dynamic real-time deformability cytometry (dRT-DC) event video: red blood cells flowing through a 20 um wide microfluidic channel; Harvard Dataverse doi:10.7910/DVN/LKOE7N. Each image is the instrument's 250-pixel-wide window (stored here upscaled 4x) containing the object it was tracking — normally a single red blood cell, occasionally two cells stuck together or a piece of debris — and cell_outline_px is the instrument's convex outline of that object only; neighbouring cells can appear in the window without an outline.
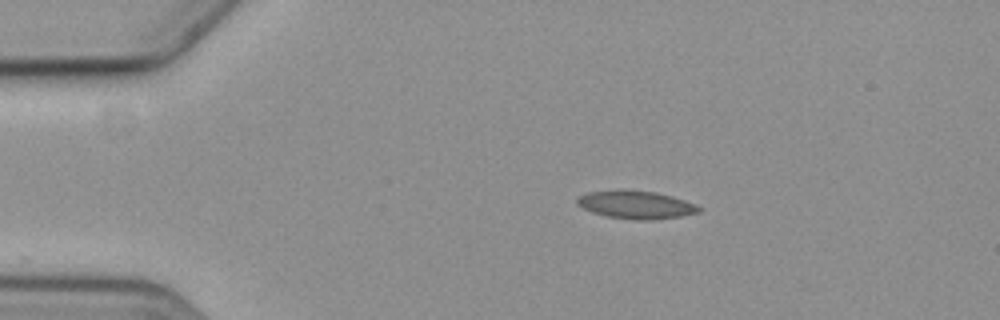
{"species": "common noctule bat (a hibernating species)", "species_latin": "Nyctalus noctula", "temperature_condition": "cold", "stored_images_in_passage": 48, "camera_frame_rate_fps": 3000, "um_per_image_px": 0.085, "animal": {"sex": "female", "body_mass_g": 19.3, "forearm_length_mm": 54.1}, "frame": {"image": 1, "passage_image": 1, "time_ms": 0.0, "image_size_px": [1000, 320], "cell_outline_px": [[700, 212], [680, 216], [652, 220], [636, 220], [604, 216], [592, 212], [576, 204], [576, 200], [580, 196], [588, 192], [620, 188], [656, 192], [684, 200], [696, 204], [700, 208]], "centroid_in_image_um": [54.02, 17.39], "position_along_channel_um": 31.0, "area_um2": 20.06}}
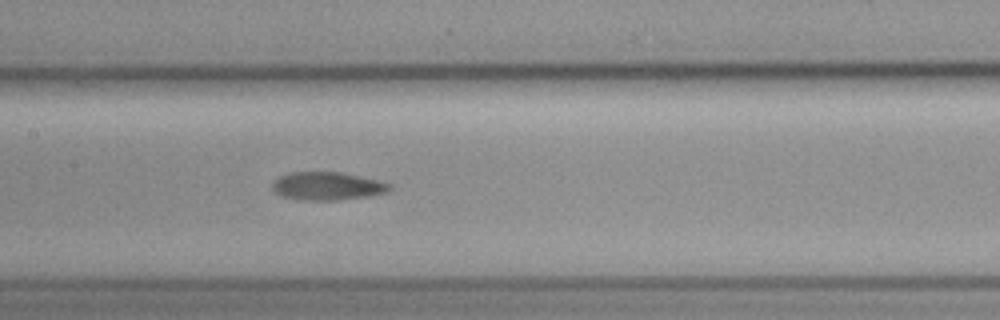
{"frame": {"image": 2, "passage_image": 18, "time_ms": 5.667, "image_size_px": [1000, 320], "cell_outline_px": [[392, 188], [388, 192], [368, 196], [336, 200], [296, 200], [280, 196], [272, 192], [272, 184], [280, 176], [292, 172], [340, 172], [376, 180], [388, 184]], "centroid_in_image_um": [27.75, 15.83], "position_along_channel_um": 179.6, "area_um2": 19.13}}
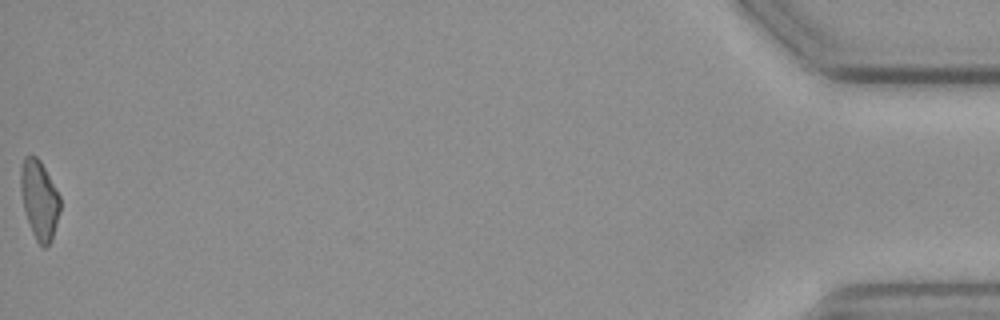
{"frame": {"image": 3, "passage_image": 48, "time_ms": 15.667, "image_size_px": [1000, 320], "cell_outline_px": [[60, 208], [52, 240], [44, 248], [36, 240], [32, 232], [24, 208], [20, 188], [20, 168], [24, 156], [36, 156], [40, 160], [60, 196]], "centroid_in_image_um": [3.33, 16.95], "position_along_channel_um": 431.9, "area_um2": 17.92}, "authors_computed_cell_mechanics": {"area_um2": 18.9295, "velocity_mm_per_s": 3.5814, "shape_relaxation_time_tau1_ms": null, "shape_relaxation_time_tau2_ms": 7.2383, "deformation_change_tau1": null, "deformation_change_tau2": 0.1345}}